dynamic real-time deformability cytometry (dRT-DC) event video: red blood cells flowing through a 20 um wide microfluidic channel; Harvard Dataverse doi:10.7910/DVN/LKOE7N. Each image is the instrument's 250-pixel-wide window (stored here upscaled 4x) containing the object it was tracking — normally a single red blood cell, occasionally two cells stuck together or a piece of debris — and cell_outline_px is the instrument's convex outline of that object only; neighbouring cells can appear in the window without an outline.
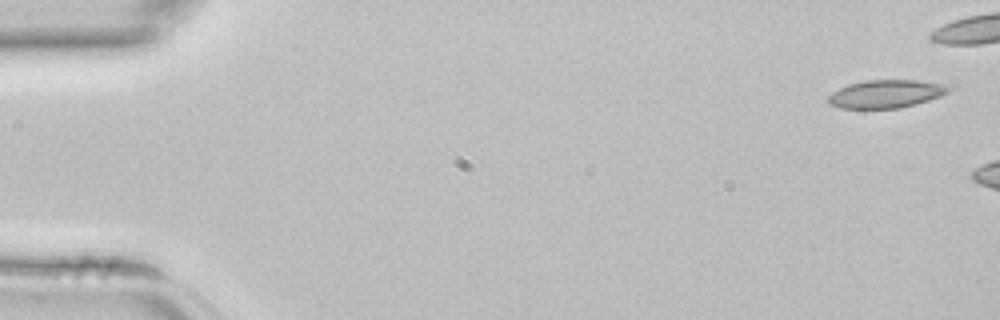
{"species": "common noctule bat (a hibernating species)", "species_latin": "Nyctalus noctula", "temperature_condition": "room temperature", "stored_images_in_passage": 3, "camera_frame_rate_fps": 3000, "um_per_image_px": 0.085, "animal": {"sex": "female", "body_mass_g": 22.7, "forearm_length_mm": 54.2}, "frame": {"image": 1, "passage_image": 1, "time_ms": 0.0, "image_size_px": [1000, 320], "cell_outline_px": [[952, 88], [948, 92], [940, 96], [916, 104], [900, 108], [840, 108], [828, 104], [828, 96], [832, 92], [848, 84], [864, 80], [916, 80], [944, 84]], "centroid_in_image_um": [75.29, 7.98], "position_along_channel_um": 9.7, "area_um2": 19.65}}